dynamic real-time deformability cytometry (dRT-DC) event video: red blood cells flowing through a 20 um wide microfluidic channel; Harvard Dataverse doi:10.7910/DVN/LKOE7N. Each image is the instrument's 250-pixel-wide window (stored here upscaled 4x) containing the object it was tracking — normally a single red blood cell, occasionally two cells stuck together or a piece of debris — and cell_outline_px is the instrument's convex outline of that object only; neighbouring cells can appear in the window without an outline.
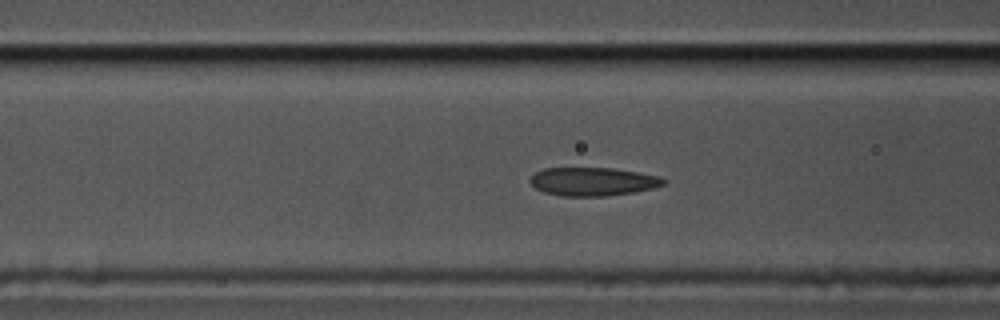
{"species": "common noctule bat (a hibernating species)", "species_latin": "Nyctalus noctula", "temperature_condition": "cold", "stored_images_in_passage": 52, "camera_frame_rate_fps": 3000, "um_per_image_px": 0.085, "animal": {"sex": "male", "body_mass_g": 17.5, "forearm_length_mm": 52.3}, "frame": {"image": 1, "passage_image": 17, "time_ms": 5.333, "image_size_px": [1000, 320], "cell_outline_px": [[664, 184], [652, 188], [636, 192], [604, 196], [564, 196], [544, 192], [536, 188], [528, 180], [536, 172], [544, 168], [612, 168], [660, 176], [664, 180]], "centroid_in_image_um": [50.38, 15.43], "position_along_channel_um": 116.2, "area_um2": 21.91}}
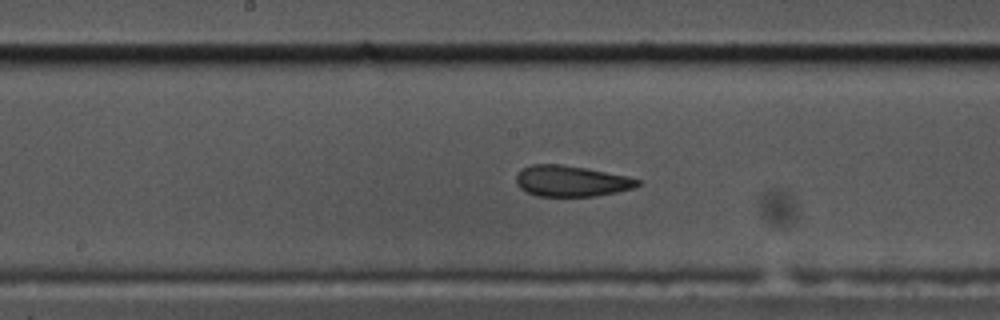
{"frame": {"image": 2, "passage_image": 24, "time_ms": 7.667, "image_size_px": [1000, 320], "cell_outline_px": [[640, 184], [632, 188], [616, 192], [596, 196], [536, 196], [520, 188], [516, 184], [516, 176], [524, 168], [532, 164], [560, 164], [588, 168], [628, 176], [640, 180]], "centroid_in_image_um": [48.56, 15.39], "position_along_channel_um": 199.6, "area_um2": 21.85}}
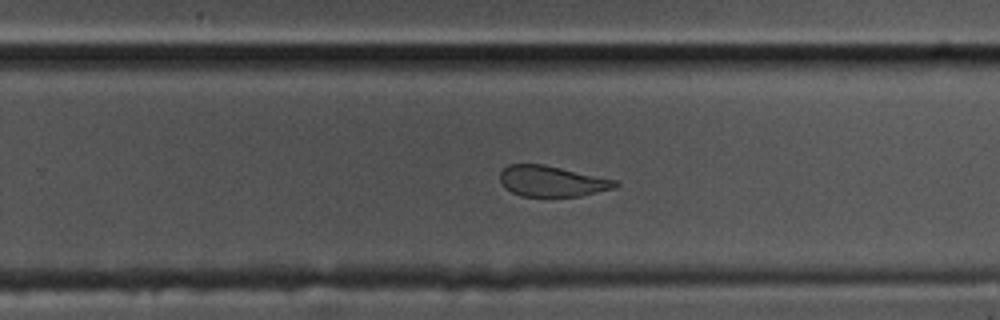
{"frame": {"image": 3, "passage_image": 31, "time_ms": 10.0, "image_size_px": [1000, 320], "cell_outline_px": [[620, 184], [616, 188], [580, 196], [520, 196], [504, 188], [500, 184], [500, 172], [508, 164], [544, 164], [616, 180]], "centroid_in_image_um": [46.89, 15.4], "position_along_channel_um": 282.9, "area_um2": 20.75}, "authors_computed_cell_mechanics": {"area_um2": 22.5998, "velocity_mm_per_s": 3.5768, "shape_relaxation_time_tau1_ms": null, "shape_relaxation_time_tau2_ms": 1.8229, "deformation_change_tau1": null, "deformation_change_tau2": 0.0749}}